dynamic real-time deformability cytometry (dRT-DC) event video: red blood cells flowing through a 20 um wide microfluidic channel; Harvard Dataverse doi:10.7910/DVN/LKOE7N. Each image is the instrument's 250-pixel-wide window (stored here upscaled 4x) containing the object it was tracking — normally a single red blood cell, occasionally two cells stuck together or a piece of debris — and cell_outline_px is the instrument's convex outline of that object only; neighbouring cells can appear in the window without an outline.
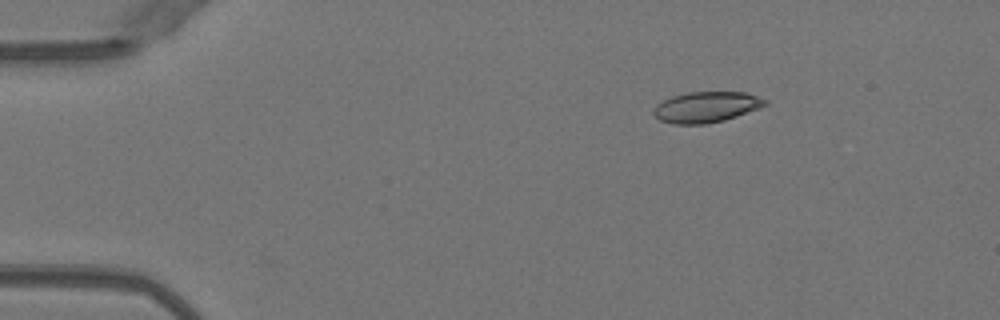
{"species": "Egyptian fruit bat (a non-hibernating species)", "species_latin": "Rousettus aegyptiacus", "temperature_condition": "warm", "stored_images_in_passage": 44, "camera_frame_rate_fps": 3000, "um_per_image_px": 0.085, "animal": {"sex": "female"}, "frame": {"image": 1, "passage_image": 1, "time_ms": 0.0, "image_size_px": [1000, 320], "cell_outline_px": [[768, 104], [760, 108], [724, 120], [704, 124], [672, 124], [660, 120], [652, 112], [656, 104], [672, 96], [688, 92], [748, 92], [768, 100]], "centroid_in_image_um": [60.05, 9.09], "position_along_channel_um": 24.9, "area_um2": 20.06}}
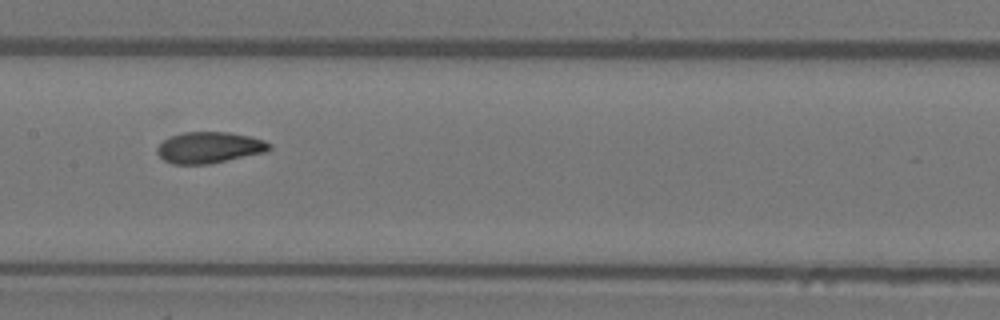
{"frame": {"image": 2, "passage_image": 19, "time_ms": 6.0, "image_size_px": [1000, 320], "cell_outline_px": [[272, 148], [268, 152], [208, 164], [172, 164], [164, 160], [156, 152], [156, 148], [164, 140], [172, 136], [184, 132], [228, 132], [252, 136], [264, 140], [272, 144]], "centroid_in_image_um": [17.84, 12.54], "position_along_channel_um": 189.6, "area_um2": 20.58}}
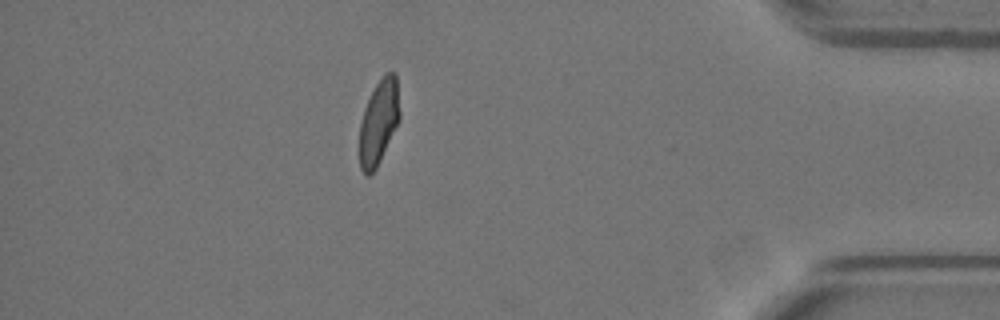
{"frame": {"image": 3, "passage_image": 38, "time_ms": 12.333, "image_size_px": [1000, 320], "cell_outline_px": [[400, 120], [376, 168], [368, 176], [364, 176], [360, 168], [360, 124], [364, 108], [376, 84], [388, 72], [396, 72], [400, 112]], "centroid_in_image_um": [32.2, 10.39], "position_along_channel_um": 403.0, "area_um2": 19.71}, "authors_computed_cell_mechanics": {"area_um2": 20.3745, "velocity_mm_per_s": 4.0082, "shape_relaxation_time_tau1_ms": 7.3158, "shape_relaxation_time_tau2_ms": 1.2493, "deformation_change_tau1": 0.21, "deformation_change_tau2": 0.0531}}